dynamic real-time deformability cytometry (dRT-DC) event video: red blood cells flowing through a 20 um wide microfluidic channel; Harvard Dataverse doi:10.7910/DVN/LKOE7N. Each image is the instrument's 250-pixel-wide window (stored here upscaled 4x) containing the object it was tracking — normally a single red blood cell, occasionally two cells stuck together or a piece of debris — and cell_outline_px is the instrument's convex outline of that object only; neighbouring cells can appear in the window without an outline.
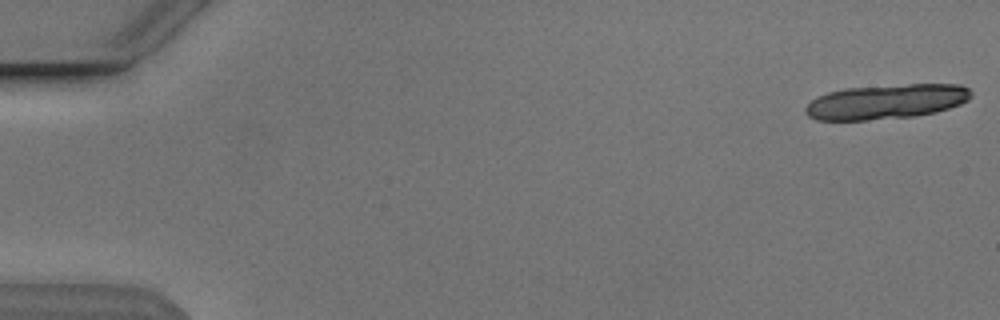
{"species": "Egyptian fruit bat (a non-hibernating species)", "species_latin": "Rousettus aegyptiacus", "temperature_condition": "cold", "stored_images_in_passage": 19, "camera_frame_rate_fps": 3000, "um_per_image_px": 0.085, "animal": {"sex": "male"}, "frame": {"image": 1, "passage_image": 1, "time_ms": 0.0, "image_size_px": [1000, 320], "cell_outline_px": [[972, 96], [968, 100], [960, 104], [936, 112], [916, 116], [868, 120], [816, 120], [808, 116], [804, 112], [804, 108], [816, 96], [828, 92], [844, 88], [908, 84], [960, 84], [968, 88], [972, 92]], "centroid_in_image_um": [75.32, 8.64], "position_along_channel_um": 9.7, "area_um2": 33.76}}